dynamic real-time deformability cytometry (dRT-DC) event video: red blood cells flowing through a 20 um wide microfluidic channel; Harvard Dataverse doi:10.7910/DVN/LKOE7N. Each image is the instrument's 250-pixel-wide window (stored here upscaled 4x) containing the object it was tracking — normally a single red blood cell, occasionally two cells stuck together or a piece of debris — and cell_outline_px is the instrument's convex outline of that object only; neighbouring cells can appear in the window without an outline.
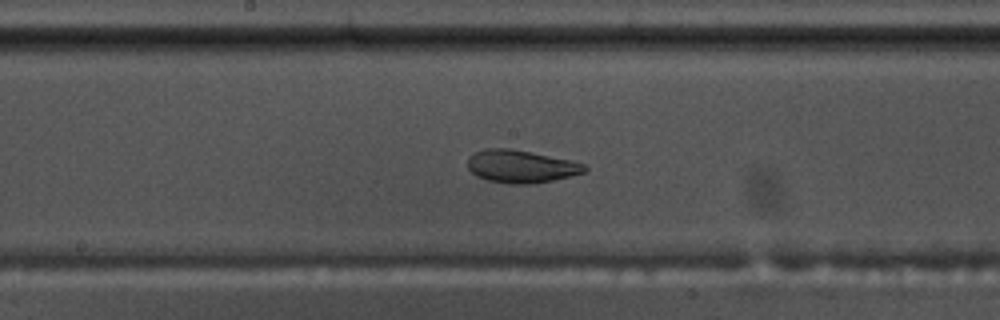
{"species": "common noctule bat (a hibernating species)", "species_latin": "Nyctalus noctula", "temperature_condition": "warm", "stored_images_in_passage": 59, "camera_frame_rate_fps": 3000, "um_per_image_px": 0.085, "animal": {"sex": "male", "body_mass_g": 17.5, "forearm_length_mm": 52.3}, "frame": {"image": 1, "passage_image": 31, "time_ms": 10.0, "image_size_px": [1000, 320], "cell_outline_px": [[588, 168], [584, 172], [536, 184], [508, 184], [488, 180], [476, 176], [468, 168], [468, 156], [484, 148], [508, 148], [532, 152], [568, 160], [584, 164]], "centroid_in_image_um": [44.24, 14.15], "position_along_channel_um": 204.0, "area_um2": 22.2}}
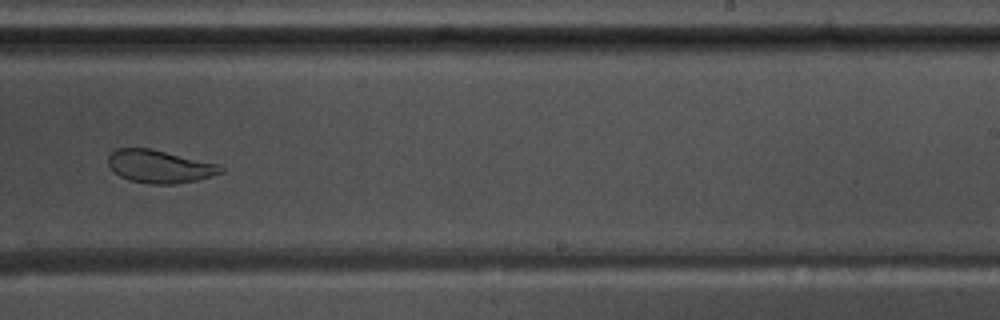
{"frame": {"image": 2, "passage_image": 37, "time_ms": 12.0, "image_size_px": [1000, 320], "cell_outline_px": [[224, 172], [212, 176], [196, 180], [176, 184], [148, 184], [128, 180], [112, 172], [108, 164], [108, 156], [116, 148], [152, 148], [220, 164], [224, 168]], "centroid_in_image_um": [13.57, 14.15], "position_along_channel_um": 275.4, "area_um2": 21.96}}
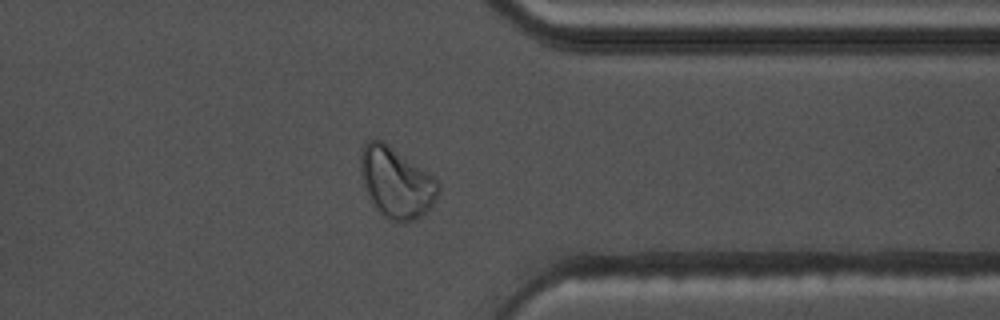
{"frame": {"image": 3, "passage_image": 46, "time_ms": 15.0, "image_size_px": [1000, 320], "cell_outline_px": [[440, 188], [432, 204], [420, 216], [404, 224], [388, 220], [376, 208], [364, 184], [360, 168], [360, 152], [364, 144], [368, 140], [380, 140], [388, 144], [432, 176], [440, 184]], "centroid_in_image_um": [33.66, 15.52], "position_along_channel_um": 377.7, "area_um2": 31.27}, "authors_computed_cell_mechanics": {"area_um2": 27.2238, "velocity_mm_per_s": 3.582, "shape_relaxation_time_tau1_ms": null, "shape_relaxation_time_tau2_ms": 1.9473, "deformation_change_tau1": null, "deformation_change_tau2": 0.0815}}